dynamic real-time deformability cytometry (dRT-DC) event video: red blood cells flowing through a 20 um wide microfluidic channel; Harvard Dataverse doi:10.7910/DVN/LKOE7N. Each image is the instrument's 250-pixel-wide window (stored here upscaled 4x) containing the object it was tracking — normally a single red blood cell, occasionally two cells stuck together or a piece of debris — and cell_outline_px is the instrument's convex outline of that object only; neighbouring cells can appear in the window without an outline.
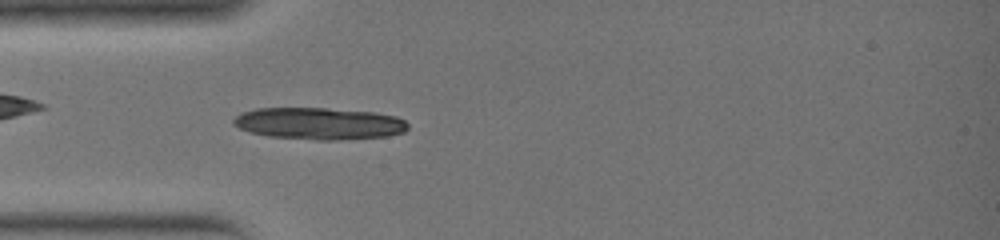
{"species": "common noctule bat (a hibernating species)", "species_latin": "Nyctalus noctula", "temperature_condition": "warm", "stored_images_in_passage": 30, "camera_frame_rate_fps": 3000, "um_per_image_px": 0.085, "animal": {"sex": "female", "body_mass_g": 19.0, "forearm_length_mm": 51.5}, "frame": {"image": 1, "passage_image": 6, "time_ms": 1.667, "image_size_px": [1000, 240], "cell_outline_px": [[408, 128], [404, 132], [388, 136], [336, 140], [316, 140], [268, 136], [252, 132], [240, 128], [232, 124], [232, 120], [240, 112], [256, 108], [328, 108], [376, 112], [396, 116], [404, 120], [408, 124]], "centroid_in_image_um": [27.13, 10.49], "position_along_channel_um": 57.9, "area_um2": 32.66}}
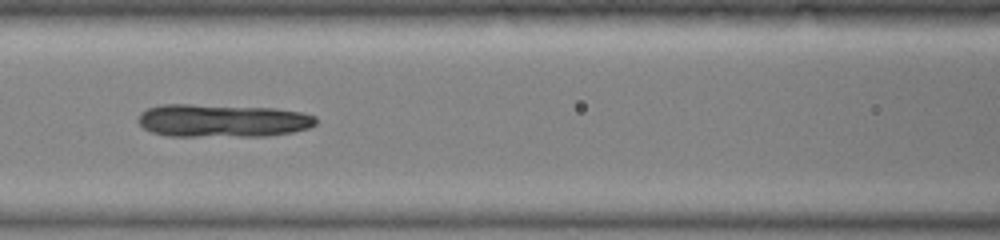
{"frame": {"image": 2, "passage_image": 11, "time_ms": 3.333, "image_size_px": [1000, 240], "cell_outline_px": [[316, 124], [308, 128], [292, 132], [268, 136], [168, 136], [152, 132], [144, 128], [136, 120], [140, 112], [148, 108], [160, 104], [192, 104], [276, 108], [304, 112], [316, 116]], "centroid_in_image_um": [18.9, 10.25], "position_along_channel_um": 147.7, "area_um2": 34.56}}
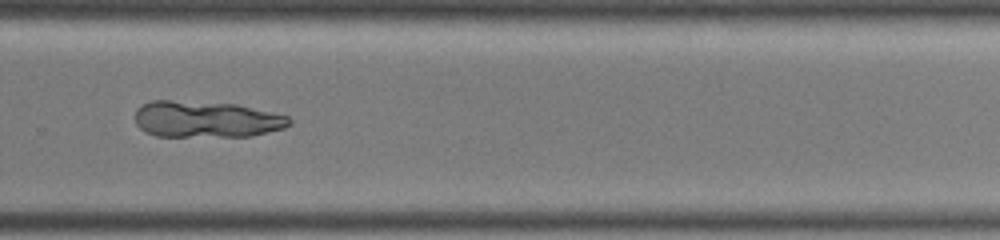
{"frame": {"image": 3, "passage_image": 20, "time_ms": 6.333, "image_size_px": [1000, 240], "cell_outline_px": [[292, 124], [284, 128], [252, 136], [156, 136], [144, 132], [136, 124], [136, 108], [152, 100], [172, 100], [236, 104], [272, 112], [288, 116], [292, 120]], "centroid_in_image_um": [17.53, 10.14], "position_along_channel_um": 312.3, "area_um2": 32.83}}